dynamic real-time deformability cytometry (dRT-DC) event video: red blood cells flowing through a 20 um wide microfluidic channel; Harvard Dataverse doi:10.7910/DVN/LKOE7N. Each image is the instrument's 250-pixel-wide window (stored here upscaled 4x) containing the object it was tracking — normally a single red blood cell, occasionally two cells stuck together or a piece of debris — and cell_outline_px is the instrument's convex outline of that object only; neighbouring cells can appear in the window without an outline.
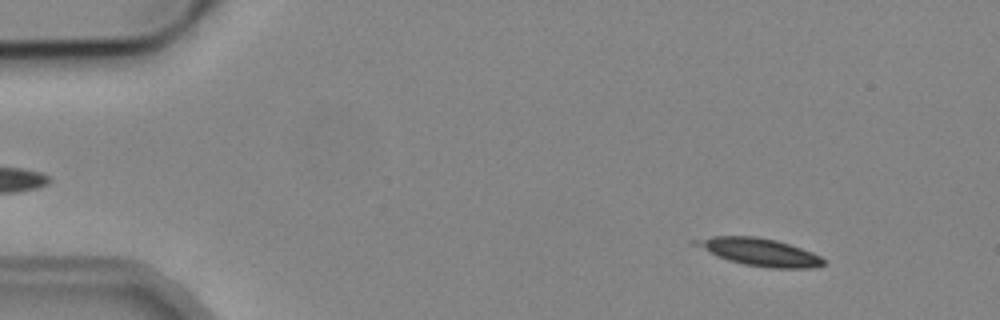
{"species": "common noctule bat (a hibernating species)", "species_latin": "Nyctalus noctula", "temperature_condition": "cold", "stored_images_in_passage": 9, "camera_frame_rate_fps": 3000, "um_per_image_px": 0.085, "animal": {"sex": "male", "body_mass_g": 19.2, "forearm_length_mm": 51.8}, "frame": {"image": 1, "passage_image": 1, "time_ms": 0.0, "image_size_px": [1000, 320], "cell_outline_px": [[824, 264], [816, 268], [772, 268], [744, 264], [716, 256], [688, 244], [688, 240], [712, 236], [756, 236], [776, 240], [812, 252], [820, 256], [824, 260]], "centroid_in_image_um": [64.45, 21.4], "position_along_channel_um": 20.6, "area_um2": 20.75}}
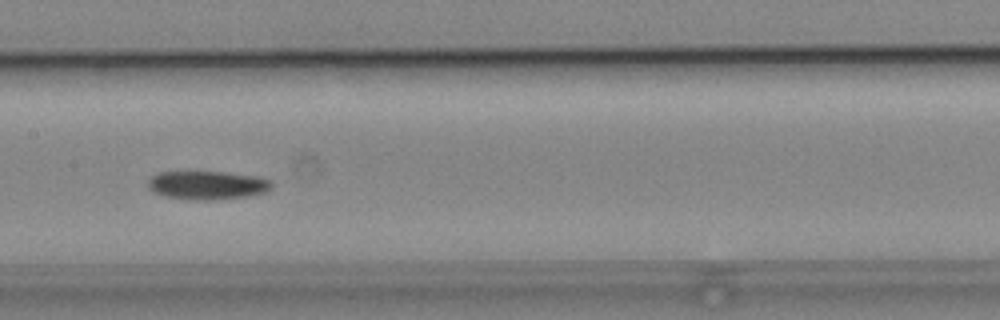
{"frame": {"image": 2, "passage_image": 7, "time_ms": 7.0, "image_size_px": [1000, 320], "cell_outline_px": [[272, 188], [264, 192], [244, 196], [208, 200], [200, 200], [164, 196], [148, 188], [148, 180], [156, 172], [224, 172], [260, 176], [272, 180]], "centroid_in_image_um": [17.64, 15.72], "position_along_channel_um": 189.8, "area_um2": 20.4}}
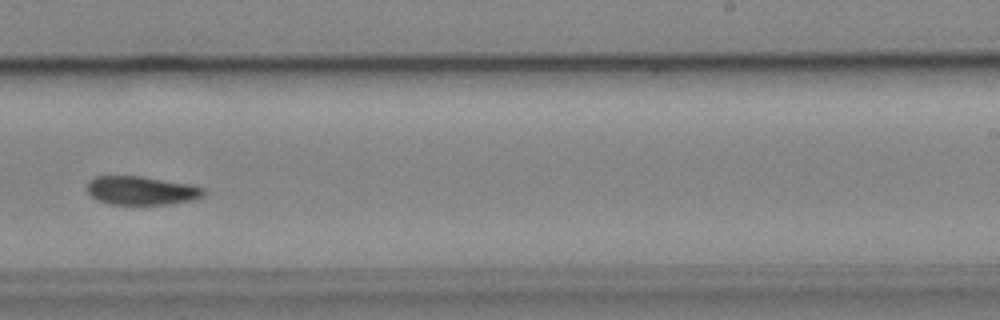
{"frame": {"image": 3, "passage_image": 9, "time_ms": 9.333, "image_size_px": [1000, 320], "cell_outline_px": [[208, 192], [204, 196], [192, 200], [172, 204], [112, 204], [96, 200], [88, 192], [88, 180], [96, 176], [140, 176], [192, 184], [204, 188]], "centroid_in_image_um": [12.07, 16.19], "position_along_channel_um": 276.9, "area_um2": 19.59}}